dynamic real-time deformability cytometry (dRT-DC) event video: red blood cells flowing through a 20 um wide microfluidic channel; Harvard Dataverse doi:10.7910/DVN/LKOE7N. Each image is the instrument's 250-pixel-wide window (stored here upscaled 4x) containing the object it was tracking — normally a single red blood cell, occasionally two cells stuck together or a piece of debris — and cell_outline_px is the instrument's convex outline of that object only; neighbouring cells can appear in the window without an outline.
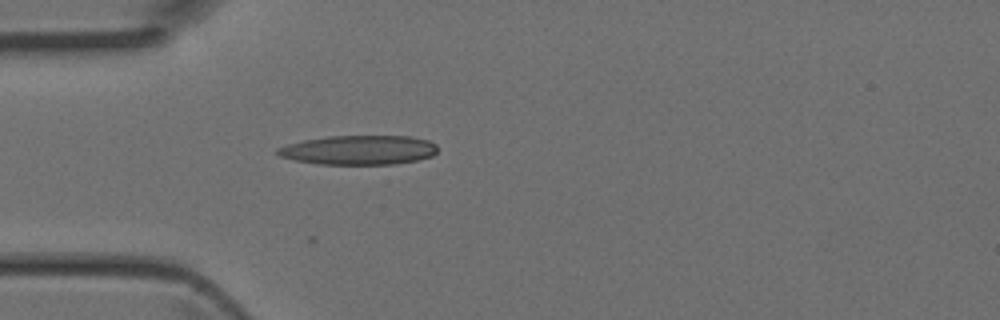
{"species": "Egyptian fruit bat (a non-hibernating species)", "species_latin": "Rousettus aegyptiacus", "temperature_condition": "room temperature", "stored_images_in_passage": 4, "camera_frame_rate_fps": 3000, "um_per_image_px": 0.085, "animal": {"sex": "female"}, "frame": {"image": 1, "passage_image": 4, "time_ms": 1.0, "image_size_px": [1000, 320], "cell_outline_px": [[436, 152], [432, 156], [416, 160], [392, 164], [320, 164], [296, 160], [280, 156], [276, 152], [276, 148], [288, 144], [304, 140], [328, 136], [412, 136], [428, 140], [436, 144]], "centroid_in_image_um": [30.51, 12.74], "position_along_channel_um": 54.5, "area_um2": 27.22}}